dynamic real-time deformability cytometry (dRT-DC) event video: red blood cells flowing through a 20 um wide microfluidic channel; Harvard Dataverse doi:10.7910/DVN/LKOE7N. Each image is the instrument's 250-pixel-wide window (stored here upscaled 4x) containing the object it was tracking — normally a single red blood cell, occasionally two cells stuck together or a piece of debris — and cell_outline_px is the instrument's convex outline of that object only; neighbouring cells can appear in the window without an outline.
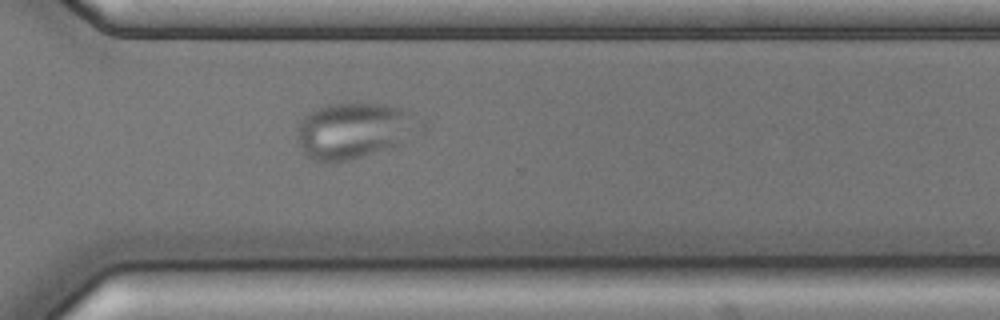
{"species": "common noctule bat (a hibernating species)", "species_latin": "Nyctalus noctula", "temperature_condition": "cold", "stored_images_in_passage": 55, "camera_frame_rate_fps": 3000, "um_per_image_px": 0.085, "animal": {"sex": "male", "body_mass_g": 17.9, "forearm_length_mm": 54.2}, "frame": {"image": 1, "passage_image": 39, "time_ms": 12.667, "image_size_px": [1000, 320], "cell_outline_px": [[408, 116], [392, 144], [360, 156], [348, 160], [316, 160], [308, 156], [304, 152], [296, 140], [296, 136], [300, 120], [308, 112], [316, 108], [328, 104], [384, 104], [400, 108], [408, 112]], "centroid_in_image_um": [29.64, 11.06], "position_along_channel_um": 341.0, "area_um2": 35.78}}